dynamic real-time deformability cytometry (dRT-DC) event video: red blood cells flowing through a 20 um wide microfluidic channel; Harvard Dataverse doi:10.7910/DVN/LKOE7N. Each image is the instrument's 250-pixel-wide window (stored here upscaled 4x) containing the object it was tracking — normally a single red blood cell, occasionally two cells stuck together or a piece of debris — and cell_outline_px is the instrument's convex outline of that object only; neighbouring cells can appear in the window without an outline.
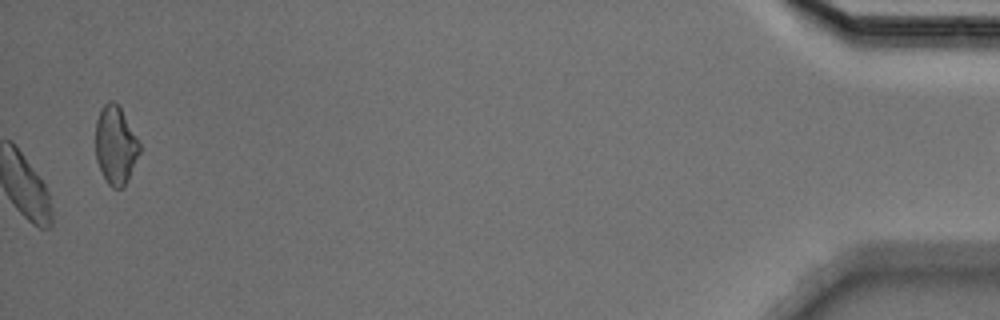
{"species": "Egyptian fruit bat (a non-hibernating species)", "species_latin": "Rousettus aegyptiacus", "temperature_condition": "cold", "stored_images_in_passage": 50, "camera_frame_rate_fps": 3000, "um_per_image_px": 0.085, "animal": {"sex": "male"}, "frame": {"image": 1, "passage_image": 50, "time_ms": 16.333, "image_size_px": [1000, 320], "cell_outline_px": [[140, 152], [124, 188], [112, 188], [108, 184], [96, 160], [96, 120], [100, 108], [108, 100], [112, 100], [120, 108], [136, 136], [140, 144]], "centroid_in_image_um": [9.81, 12.35], "position_along_channel_um": 425.4, "area_um2": 19.88}}